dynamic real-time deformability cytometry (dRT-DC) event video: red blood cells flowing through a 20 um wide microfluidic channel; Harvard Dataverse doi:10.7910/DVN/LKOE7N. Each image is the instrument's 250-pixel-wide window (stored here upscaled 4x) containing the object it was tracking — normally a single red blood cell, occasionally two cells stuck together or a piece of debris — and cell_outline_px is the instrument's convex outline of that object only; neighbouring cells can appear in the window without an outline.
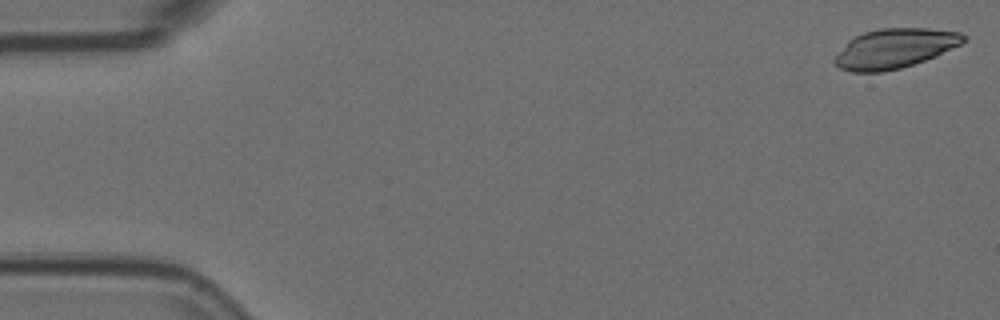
{"species": "Egyptian fruit bat (a non-hibernating species)", "species_latin": "Rousettus aegyptiacus", "temperature_condition": "room temperature", "stored_images_in_passage": 9, "camera_frame_rate_fps": 3000, "um_per_image_px": 0.085, "animal": {"sex": "female"}, "frame": {"image": 1, "passage_image": 1, "time_ms": 0.0, "image_size_px": [1000, 320], "cell_outline_px": [[968, 36], [960, 44], [936, 56], [900, 68], [884, 72], [852, 72], [840, 68], [832, 60], [848, 40], [864, 32], [880, 28], [928, 28], [960, 32]], "centroid_in_image_um": [76.04, 4.11], "position_along_channel_um": 9.0, "area_um2": 29.59}}